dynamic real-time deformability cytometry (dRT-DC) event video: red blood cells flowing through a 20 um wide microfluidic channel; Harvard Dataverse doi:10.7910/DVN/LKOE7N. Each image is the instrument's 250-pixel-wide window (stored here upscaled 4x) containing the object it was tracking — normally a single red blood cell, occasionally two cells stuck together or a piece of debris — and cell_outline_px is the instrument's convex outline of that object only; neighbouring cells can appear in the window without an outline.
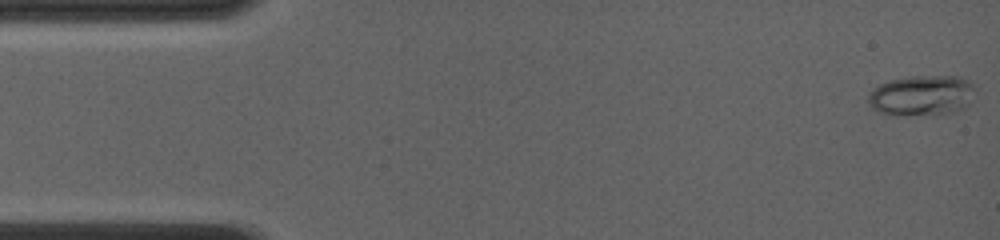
{"species": "common noctule bat (a hibernating species)", "species_latin": "Nyctalus noctula", "temperature_condition": "room temperature", "stored_images_in_passage": 61, "camera_frame_rate_fps": 4000, "um_per_image_px": 0.085, "animal": {"sex": "female", "body_mass_g": 19.0, "forearm_length_mm": 56.7}, "frame": {"image": 1, "passage_image": 1, "time_ms": 0.0, "image_size_px": [1000, 240], "cell_outline_px": [[976, 100], [964, 108], [952, 112], [888, 116], [872, 108], [868, 104], [868, 92], [872, 88], [888, 80], [912, 76], [960, 76], [968, 80], [972, 84]], "centroid_in_image_um": [78.34, 8.11], "position_along_channel_um": 6.7, "area_um2": 25.55}}
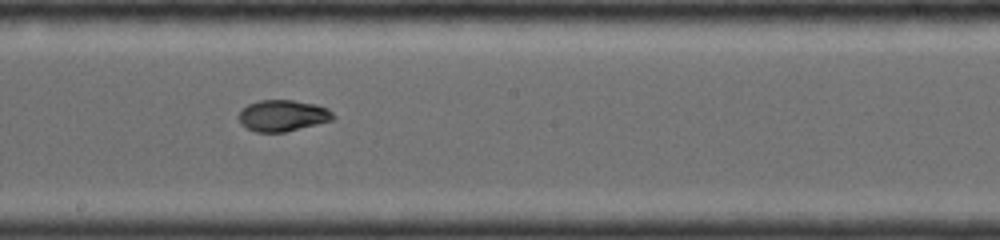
{"frame": {"image": 2, "passage_image": 34, "time_ms": 8.25, "image_size_px": [1000, 240], "cell_outline_px": [[336, 116], [332, 120], [284, 132], [256, 132], [240, 124], [236, 116], [248, 104], [260, 100], [292, 100], [316, 104], [328, 108]], "centroid_in_image_um": [24.01, 9.82], "position_along_channel_um": 224.2, "area_um2": 17.22}}
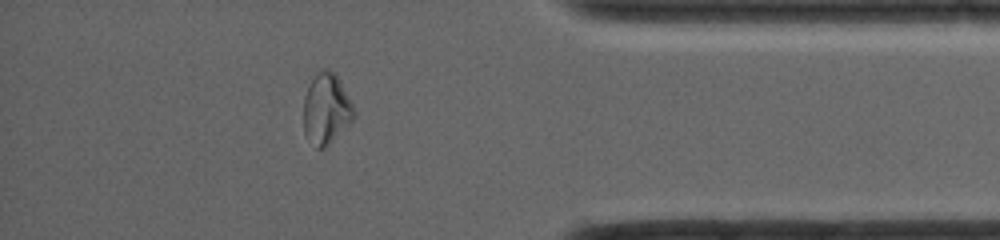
{"frame": {"image": 3, "passage_image": 53, "time_ms": 13.0, "image_size_px": [1000, 240], "cell_outline_px": [[356, 116], [324, 148], [316, 148], [304, 132], [304, 96], [308, 84], [324, 68], [328, 68], [336, 72], [356, 112]], "centroid_in_image_um": [27.73, 9.22], "position_along_channel_um": 407.5, "area_um2": 20.52}, "authors_computed_cell_mechanics": {"area_um2": 18.7272, "velocity_mm_per_s": 4.1603, "shape_relaxation_time_tau1_ms": 4.0977, "shape_relaxation_time_tau2_ms": 1.7472, "deformation_change_tau1": 0.1859, "deformation_change_tau2": 0.0423}}